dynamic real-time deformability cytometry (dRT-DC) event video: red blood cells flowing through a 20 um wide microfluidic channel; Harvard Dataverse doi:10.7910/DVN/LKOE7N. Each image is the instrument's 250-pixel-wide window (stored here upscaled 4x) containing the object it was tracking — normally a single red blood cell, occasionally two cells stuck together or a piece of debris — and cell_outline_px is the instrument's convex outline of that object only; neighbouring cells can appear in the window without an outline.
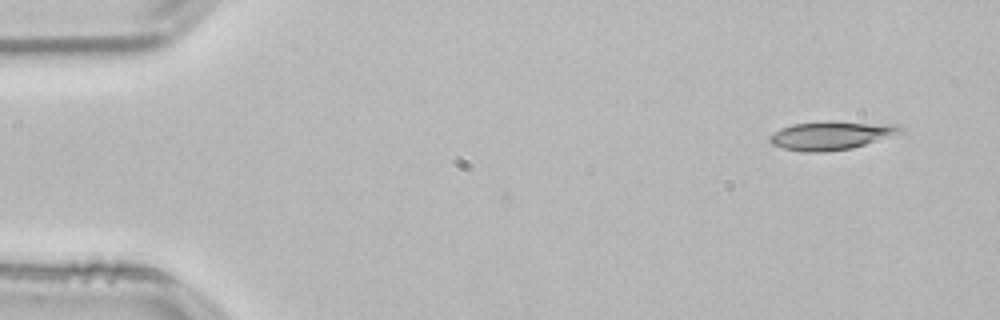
{"species": "common noctule bat (a hibernating species)", "species_latin": "Nyctalus noctula", "temperature_condition": "room temperature", "stored_images_in_passage": 2, "camera_frame_rate_fps": 3000, "um_per_image_px": 0.085, "animal": {"sex": "male", "body_mass_g": 21.5, "forearm_length_mm": 52.0}, "frame": {"image": 1, "passage_image": 2, "time_ms": 0.333, "image_size_px": [1000, 320], "cell_outline_px": [[908, 132], [852, 148], [824, 152], [804, 152], [784, 148], [772, 144], [768, 140], [768, 136], [780, 128], [792, 124], [896, 124], [904, 128]], "centroid_in_image_um": [70.68, 11.57], "position_along_channel_um": 14.3, "area_um2": 20.81}}